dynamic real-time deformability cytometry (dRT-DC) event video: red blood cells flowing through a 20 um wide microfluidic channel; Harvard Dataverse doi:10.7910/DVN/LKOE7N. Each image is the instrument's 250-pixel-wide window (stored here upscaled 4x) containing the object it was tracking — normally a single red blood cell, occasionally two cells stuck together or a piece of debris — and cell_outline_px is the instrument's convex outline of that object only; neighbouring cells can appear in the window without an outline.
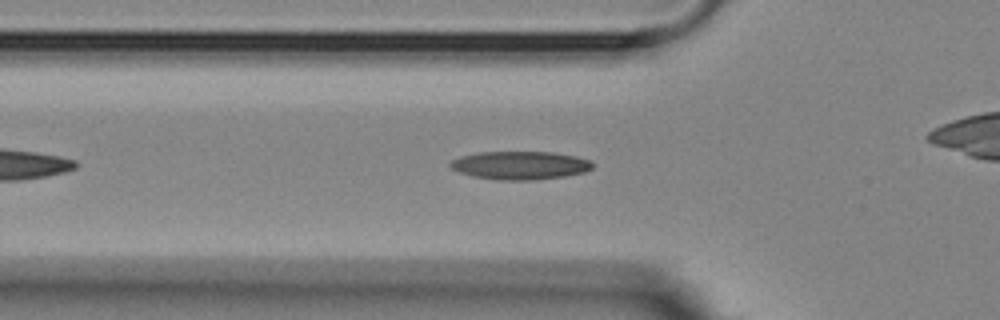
{"species": "Egyptian fruit bat (a non-hibernating species)", "species_latin": "Rousettus aegyptiacus", "temperature_condition": "room temperature", "stored_images_in_passage": 27, "camera_frame_rate_fps": 3000, "um_per_image_px": 0.085, "animal": {"sex": "female"}, "frame": {"image": 1, "passage_image": 6, "time_ms": 1.667, "image_size_px": [1000, 320], "cell_outline_px": [[592, 168], [584, 172], [564, 176], [532, 180], [500, 180], [472, 176], [460, 172], [452, 168], [448, 164], [452, 160], [460, 156], [480, 152], [552, 152], [576, 156], [592, 160]], "centroid_in_image_um": [44.21, 14.05], "position_along_channel_um": 81.6, "area_um2": 23.35}}
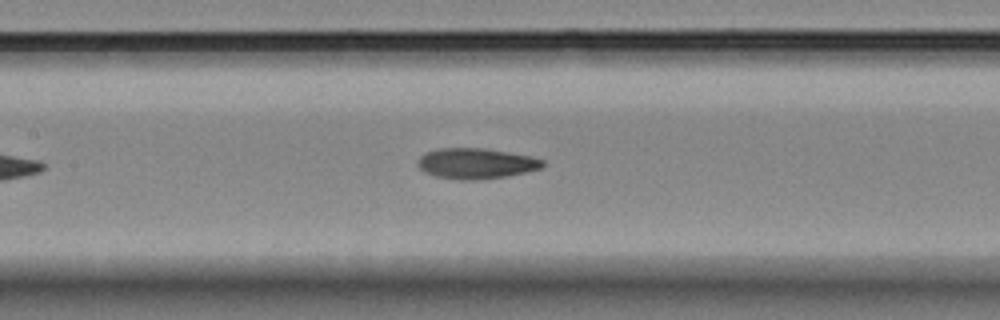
{"frame": {"image": 2, "passage_image": 13, "time_ms": 4.0, "image_size_px": [1000, 320], "cell_outline_px": [[544, 164], [540, 168], [524, 172], [504, 176], [472, 180], [460, 180], [436, 176], [424, 172], [416, 164], [420, 156], [424, 152], [436, 148], [484, 148], [532, 156], [544, 160]], "centroid_in_image_um": [40.41, 13.88], "position_along_channel_um": 167.0, "area_um2": 22.2}}
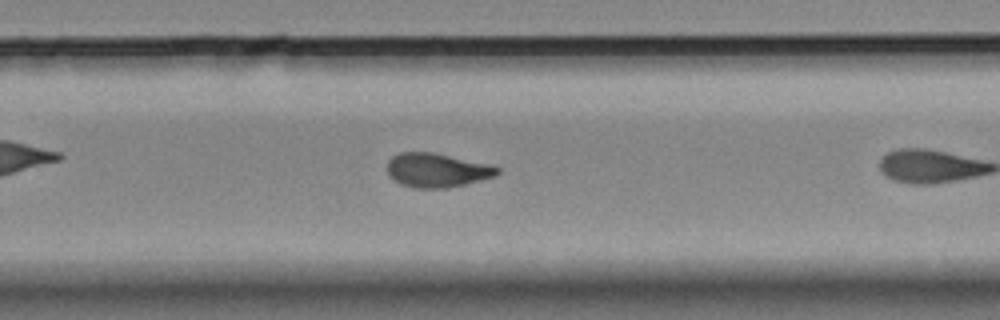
{"frame": {"image": 3, "passage_image": 20, "time_ms": 6.333, "image_size_px": [1000, 320], "cell_outline_px": [[500, 172], [496, 176], [448, 188], [416, 188], [400, 184], [388, 176], [388, 160], [392, 156], [400, 152], [432, 152], [496, 164], [500, 168]], "centroid_in_image_um": [37.19, 14.45], "position_along_channel_um": 292.6, "area_um2": 22.25}}